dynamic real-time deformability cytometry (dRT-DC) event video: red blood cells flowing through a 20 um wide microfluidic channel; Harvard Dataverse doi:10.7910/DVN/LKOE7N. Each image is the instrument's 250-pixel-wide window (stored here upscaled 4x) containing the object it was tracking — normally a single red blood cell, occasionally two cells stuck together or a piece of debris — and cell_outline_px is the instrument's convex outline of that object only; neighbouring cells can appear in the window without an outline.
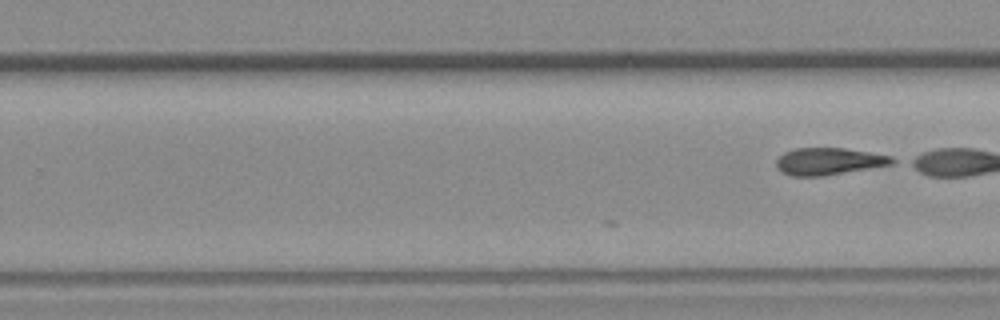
{"species": "common noctule bat (a hibernating species)", "species_latin": "Nyctalus noctula", "temperature_condition": "room temperature", "stored_images_in_passage": 10, "segment_of_instrument_passage": [2, 2], "camera_frame_rate_fps": 3000, "um_per_image_px": 0.085, "animal": {"sex": "female", "body_mass_g": 19.3, "forearm_length_mm": 54.1}, "frame": {"image": 1, "passage_image": 10, "time_ms": 12.0, "image_size_px": [1000, 320], "cell_outline_px": [[900, 160], [892, 164], [824, 176], [792, 176], [784, 172], [776, 164], [776, 160], [784, 152], [796, 148], [844, 148], [892, 156]], "centroid_in_image_um": [70.49, 13.71], "position_along_channel_um": 259.3, "area_um2": 18.15}}